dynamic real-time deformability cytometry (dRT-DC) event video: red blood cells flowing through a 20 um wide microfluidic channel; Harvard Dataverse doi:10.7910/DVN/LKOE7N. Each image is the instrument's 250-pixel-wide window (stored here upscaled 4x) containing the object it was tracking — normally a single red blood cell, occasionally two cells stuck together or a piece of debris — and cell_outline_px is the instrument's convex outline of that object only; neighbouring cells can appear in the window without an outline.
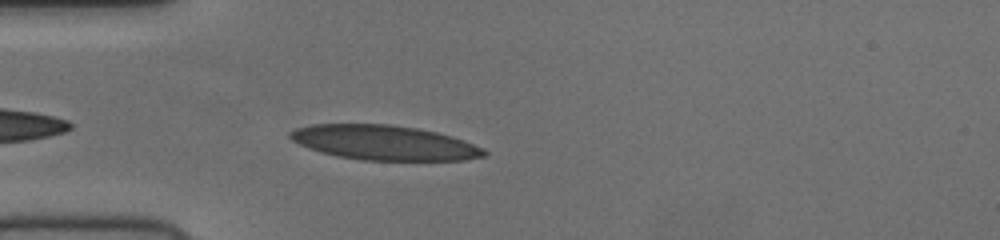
{"species": "human", "species_latin": "Homo sapiens", "temperature_condition": "cold", "stored_images_in_passage": 39, "camera_frame_rate_fps": 3000, "um_per_image_px": 0.085, "donor": {"sex": "female"}, "frame": {"image": 1, "passage_image": 2, "time_ms": 0.333, "image_size_px": [1000, 240], "cell_outline_px": [[488, 156], [464, 160], [360, 160], [336, 156], [320, 152], [308, 148], [292, 140], [288, 136], [288, 132], [296, 128], [312, 124], [388, 124], [416, 128], [436, 132], [452, 136], [464, 140], [484, 148], [488, 152]], "centroid_in_image_um": [32.66, 12.13], "position_along_channel_um": 52.3, "area_um2": 39.42}}
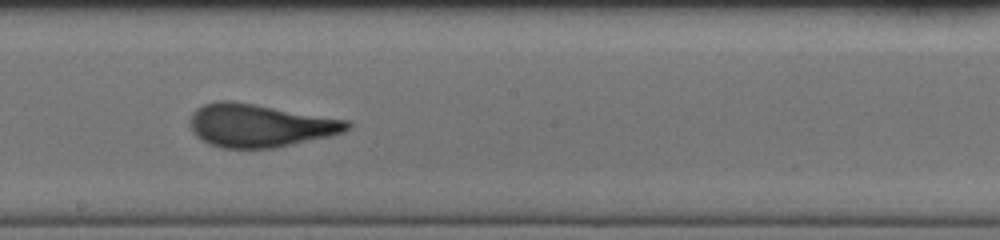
{"frame": {"image": 2, "passage_image": 16, "time_ms": 5.0, "image_size_px": [1000, 240], "cell_outline_px": [[352, 124], [344, 132], [332, 136], [276, 148], [220, 148], [208, 144], [196, 136], [192, 132], [192, 112], [196, 108], [204, 104], [216, 100], [232, 100], [256, 104], [348, 120]], "centroid_in_image_um": [22.09, 10.67], "position_along_channel_um": 226.1, "area_um2": 39.65}}
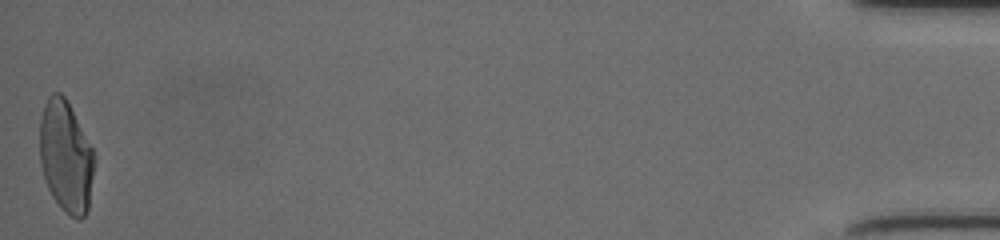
{"frame": {"image": 3, "passage_image": 39, "time_ms": 12.667, "image_size_px": [1000, 240], "cell_outline_px": [[96, 160], [88, 208], [84, 216], [80, 220], [76, 220], [52, 196], [48, 188], [40, 164], [40, 120], [44, 104], [48, 96], [52, 92], [60, 92], [68, 100], [96, 156]], "centroid_in_image_um": [5.61, 13.26], "position_along_channel_um": 429.6, "area_um2": 35.6}}